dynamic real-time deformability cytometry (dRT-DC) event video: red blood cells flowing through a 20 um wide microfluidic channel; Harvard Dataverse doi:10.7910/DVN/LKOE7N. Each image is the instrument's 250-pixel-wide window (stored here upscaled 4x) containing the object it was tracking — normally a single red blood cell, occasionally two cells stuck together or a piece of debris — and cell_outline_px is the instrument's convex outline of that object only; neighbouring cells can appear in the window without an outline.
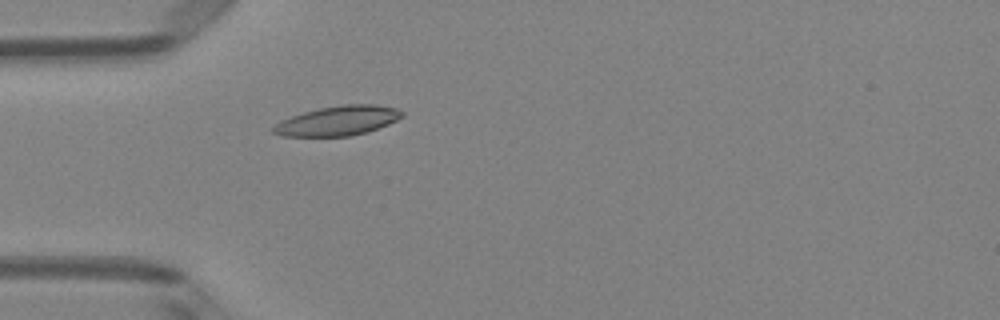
{"species": "Egyptian fruit bat (a non-hibernating species)", "species_latin": "Rousettus aegyptiacus", "temperature_condition": "room temperature", "stored_images_in_passage": 37, "camera_frame_rate_fps": 3000, "um_per_image_px": 0.085, "animal": {"sex": "female"}, "frame": {"image": 1, "passage_image": 1, "time_ms": 0.0, "image_size_px": [1000, 320], "cell_outline_px": [[404, 116], [388, 124], [368, 132], [352, 136], [284, 136], [272, 132], [272, 128], [280, 120], [304, 112], [320, 108], [344, 104], [376, 104], [396, 108], [404, 112]], "centroid_in_image_um": [28.75, 10.26], "position_along_channel_um": 56.3, "area_um2": 22.2}}
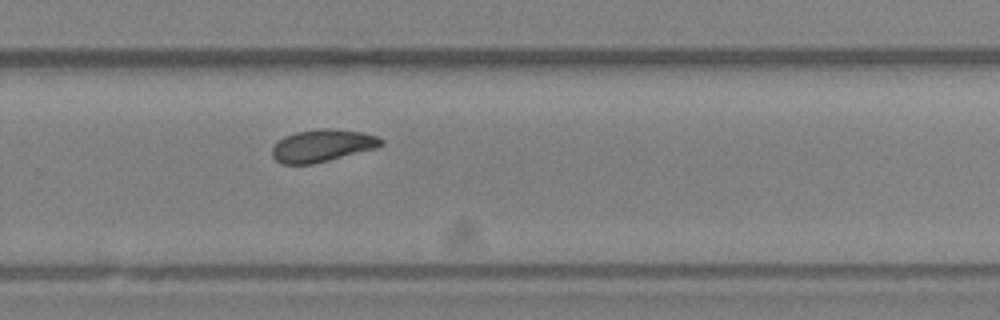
{"frame": {"image": 2, "passage_image": 20, "time_ms": 6.333, "image_size_px": [1000, 320], "cell_outline_px": [[384, 144], [376, 148], [312, 164], [280, 164], [272, 156], [272, 148], [284, 136], [296, 132], [320, 128], [332, 128], [364, 132], [376, 136], [384, 140]], "centroid_in_image_um": [27.41, 12.37], "position_along_channel_um": 302.4, "area_um2": 20.52}}
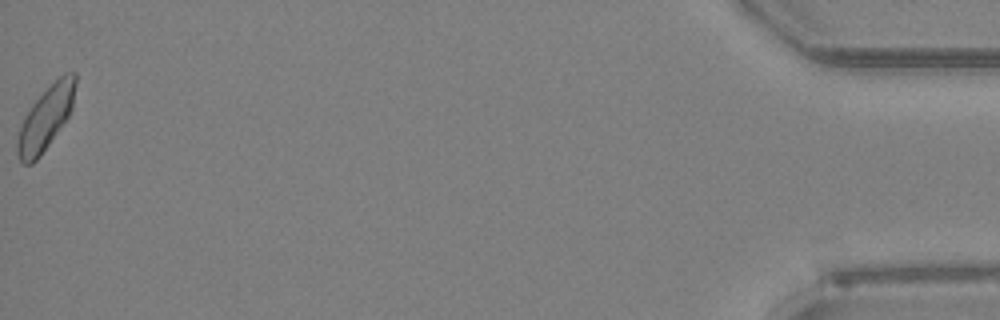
{"frame": {"image": 3, "passage_image": 37, "time_ms": 12.0, "image_size_px": [1000, 320], "cell_outline_px": [[76, 84], [72, 108], [68, 116], [40, 156], [32, 164], [24, 164], [20, 160], [16, 152], [16, 140], [24, 116], [32, 104], [64, 72], [76, 72]], "centroid_in_image_um": [3.88, 10.04], "position_along_channel_um": 431.3, "area_um2": 21.1}, "authors_computed_cell_mechanics": {"area_um2": 20.5768, "velocity_mm_per_s": 3.983, "shape_relaxation_time_tau1_ms": null, "shape_relaxation_time_tau2_ms": 8.2328, "deformation_change_tau1": null, "deformation_change_tau2": 0.1403}}